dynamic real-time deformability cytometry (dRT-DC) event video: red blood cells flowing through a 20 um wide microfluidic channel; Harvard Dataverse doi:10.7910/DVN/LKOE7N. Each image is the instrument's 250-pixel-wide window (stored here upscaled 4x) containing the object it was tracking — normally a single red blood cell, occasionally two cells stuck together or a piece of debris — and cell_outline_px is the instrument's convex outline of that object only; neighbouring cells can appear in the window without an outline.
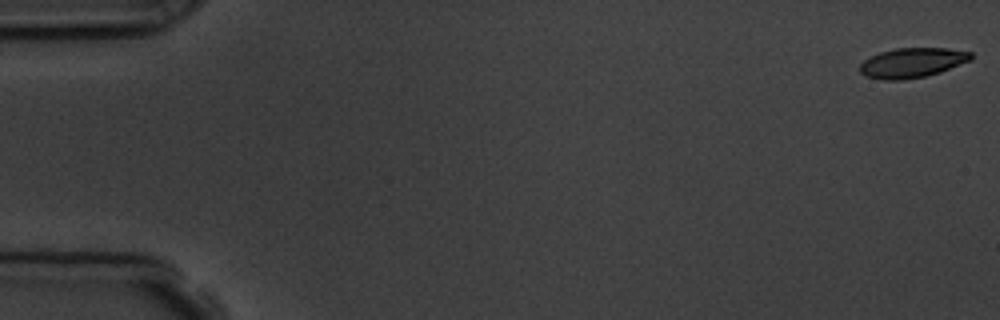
{"species": "common noctule bat (a hibernating species)", "species_latin": "Nyctalus noctula", "temperature_condition": "room temperature", "stored_images_in_passage": 4, "camera_frame_rate_fps": 3000, "um_per_image_px": 0.085, "animal": {"sex": "male", "body_mass_g": 19.5, "forearm_length_mm": 54.6}, "frame": {"image": 1, "passage_image": 1, "time_ms": 0.0, "image_size_px": [1000, 320], "cell_outline_px": [[972, 60], [940, 72], [924, 76], [904, 80], [884, 80], [864, 76], [860, 72], [860, 64], [864, 60], [880, 52], [896, 48], [948, 48], [972, 52]], "centroid_in_image_um": [77.54, 5.33], "position_along_channel_um": 7.5, "area_um2": 19.31}}
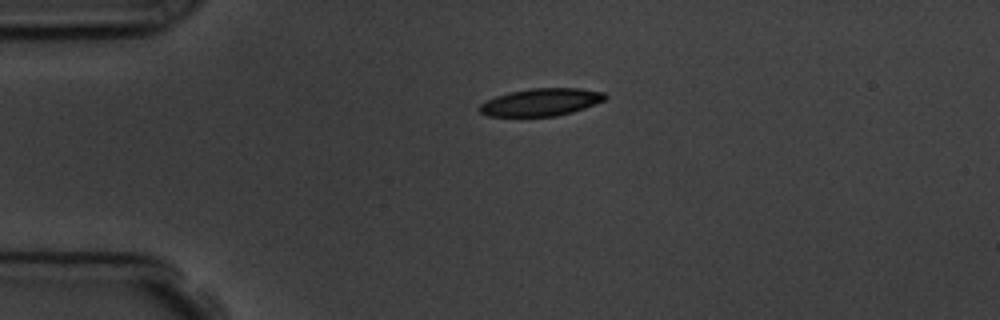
{"frame": {"image": 2, "passage_image": 4, "time_ms": 4.0, "image_size_px": [1000, 320], "cell_outline_px": [[608, 96], [604, 100], [584, 108], [572, 112], [556, 116], [488, 116], [480, 112], [480, 104], [496, 96], [508, 92], [532, 88], [580, 88], [604, 92]], "centroid_in_image_um": [46.01, 8.67], "position_along_channel_um": 39.0, "area_um2": 20.0}}